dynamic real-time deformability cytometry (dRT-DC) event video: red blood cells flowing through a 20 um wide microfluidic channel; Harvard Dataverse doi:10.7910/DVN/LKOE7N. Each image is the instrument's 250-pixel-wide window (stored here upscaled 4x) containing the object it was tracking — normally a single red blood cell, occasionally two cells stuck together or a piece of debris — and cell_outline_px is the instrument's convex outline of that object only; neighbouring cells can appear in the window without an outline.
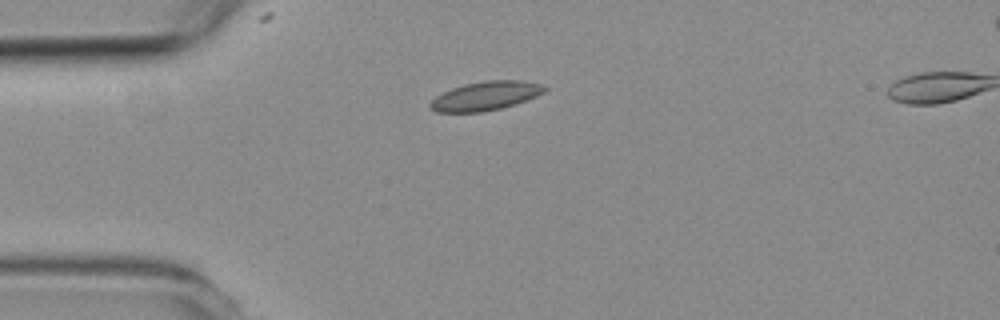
{"species": "common noctule bat (a hibernating species)", "species_latin": "Nyctalus noctula", "temperature_condition": "room temperature", "stored_images_in_passage": 5, "camera_frame_rate_fps": 3000, "um_per_image_px": 0.085, "animal": {"sex": "female", "body_mass_g": 19.3, "forearm_length_mm": 54.1}, "frame": {"image": 1, "passage_image": 1, "time_ms": 0.0, "image_size_px": [1000, 320], "cell_outline_px": [[548, 88], [544, 92], [536, 96], [500, 108], [484, 112], [436, 112], [428, 108], [428, 104], [436, 96], [452, 88], [464, 84], [484, 80], [520, 80], [544, 84]], "centroid_in_image_um": [41.25, 8.14], "position_along_channel_um": 43.7, "area_um2": 19.25}}
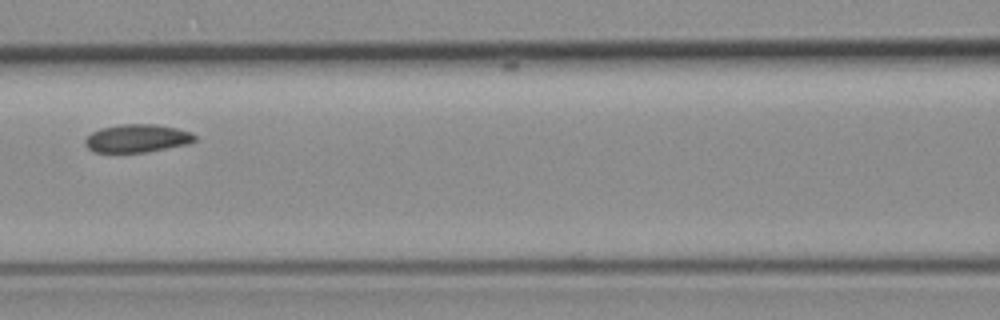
{"frame": {"image": 2, "passage_image": 4, "time_ms": 3.333, "image_size_px": [1000, 320], "cell_outline_px": [[196, 140], [188, 144], [148, 152], [92, 152], [84, 144], [84, 140], [92, 132], [100, 128], [120, 124], [156, 124], [176, 128], [192, 132], [196, 136]], "centroid_in_image_um": [11.66, 11.76], "position_along_channel_um": 154.9, "area_um2": 18.09}}
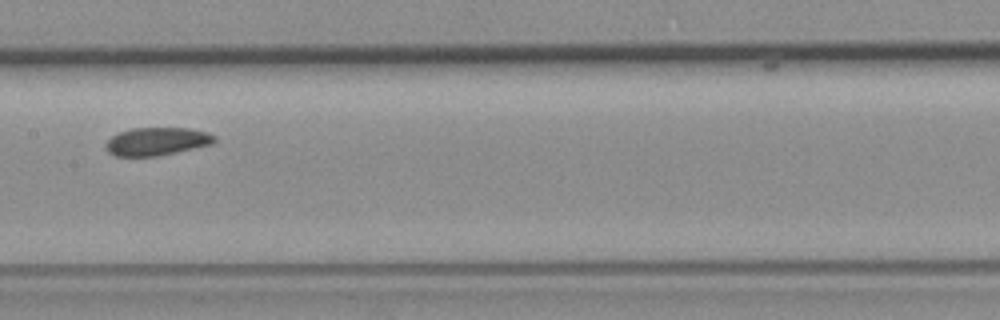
{"frame": {"image": 3, "passage_image": 5, "time_ms": 4.333, "image_size_px": [1000, 320], "cell_outline_px": [[216, 140], [212, 144], [176, 152], [156, 156], [116, 156], [108, 152], [104, 144], [112, 136], [120, 132], [132, 128], [188, 128], [208, 132], [216, 136]], "centroid_in_image_um": [13.33, 12.01], "position_along_channel_um": 194.1, "area_um2": 17.69}}